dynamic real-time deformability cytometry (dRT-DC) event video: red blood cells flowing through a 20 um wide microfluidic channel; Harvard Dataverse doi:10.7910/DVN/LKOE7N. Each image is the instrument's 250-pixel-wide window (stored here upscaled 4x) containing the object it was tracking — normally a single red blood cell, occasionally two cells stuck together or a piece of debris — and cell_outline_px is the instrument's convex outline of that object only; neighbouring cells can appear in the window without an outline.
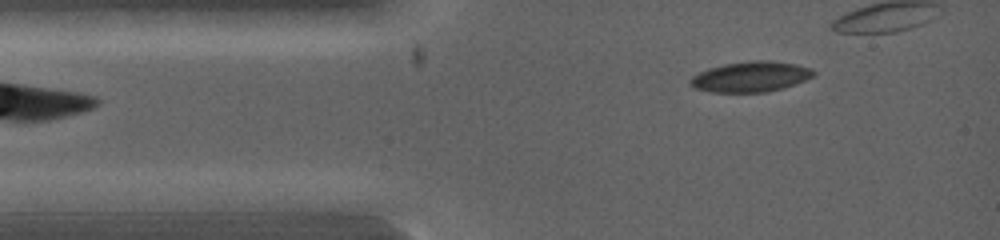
{"species": "common noctule bat (a hibernating species)", "species_latin": "Nyctalus noctula", "temperature_condition": "warm", "stored_images_in_passage": 8, "segment_of_instrument_passage": [1, 2], "camera_frame_rate_fps": 5000, "um_per_image_px": 0.085, "animal": {"sex": "female", "body_mass_g": 19.0, "forearm_length_mm": 53.3}, "frame": {"image": 1, "passage_image": 2, "time_ms": 0.6, "image_size_px": [1000, 240], "cell_outline_px": [[816, 72], [812, 76], [804, 80], [784, 88], [764, 92], [712, 92], [692, 88], [688, 84], [688, 80], [692, 76], [708, 68], [724, 64], [748, 60], [768, 60], [796, 64], [812, 68]], "centroid_in_image_um": [63.77, 6.51], "position_along_channel_um": 21.2, "area_um2": 22.02}}
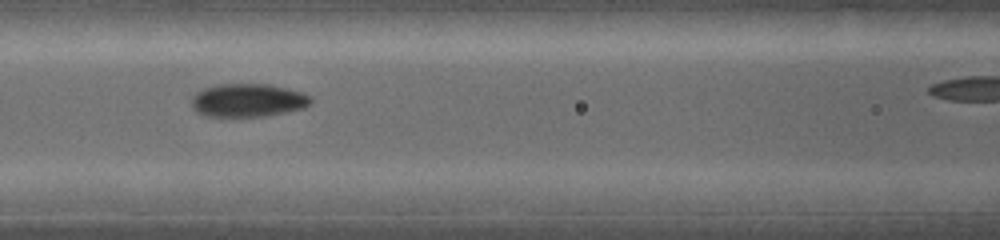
{"frame": {"image": 2, "passage_image": 6, "time_ms": 3.2, "image_size_px": [1000, 240], "cell_outline_px": [[312, 100], [304, 108], [264, 116], [204, 116], [196, 112], [192, 108], [192, 96], [196, 92], [204, 88], [216, 84], [272, 84], [304, 92], [312, 96]], "centroid_in_image_um": [21.07, 8.51], "position_along_channel_um": 145.5, "area_um2": 23.29}}
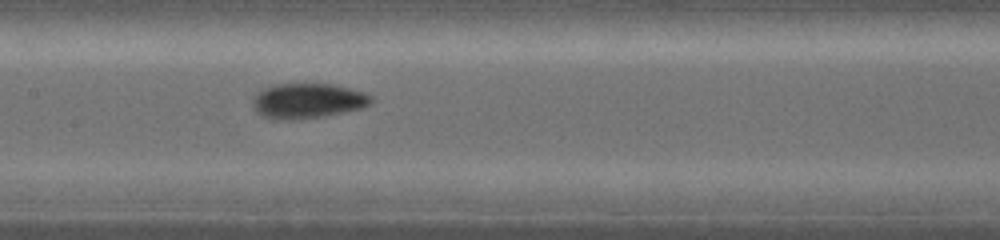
{"frame": {"image": 3, "passage_image": 7, "time_ms": 3.8, "image_size_px": [1000, 240], "cell_outline_px": [[372, 100], [368, 104], [360, 108], [344, 112], [324, 116], [292, 120], [288, 120], [264, 116], [256, 112], [252, 108], [252, 100], [256, 92], [272, 84], [332, 84], [364, 92], [372, 96]], "centroid_in_image_um": [26.1, 8.56], "position_along_channel_um": 181.3, "area_um2": 24.1}}